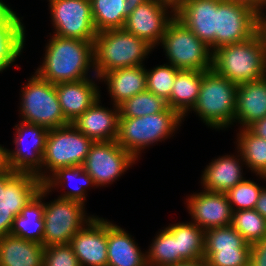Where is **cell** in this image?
I'll list each match as a JSON object with an SVG mask.
<instances>
[{
	"mask_svg": "<svg viewBox=\"0 0 266 266\" xmlns=\"http://www.w3.org/2000/svg\"><path fill=\"white\" fill-rule=\"evenodd\" d=\"M73 181L76 182L74 186L71 184ZM64 184H71L72 186L68 191H63L64 193L60 194L59 197L78 201L84 205L87 201V189L90 187L97 188L91 176L84 170L83 165L59 168L43 182V186L50 192L59 186L61 188Z\"/></svg>",
	"mask_w": 266,
	"mask_h": 266,
	"instance_id": "obj_28",
	"label": "cell"
},
{
	"mask_svg": "<svg viewBox=\"0 0 266 266\" xmlns=\"http://www.w3.org/2000/svg\"><path fill=\"white\" fill-rule=\"evenodd\" d=\"M6 147L0 145V174L9 173L12 171L9 164V155Z\"/></svg>",
	"mask_w": 266,
	"mask_h": 266,
	"instance_id": "obj_45",
	"label": "cell"
},
{
	"mask_svg": "<svg viewBox=\"0 0 266 266\" xmlns=\"http://www.w3.org/2000/svg\"><path fill=\"white\" fill-rule=\"evenodd\" d=\"M249 266H266V237L251 244Z\"/></svg>",
	"mask_w": 266,
	"mask_h": 266,
	"instance_id": "obj_41",
	"label": "cell"
},
{
	"mask_svg": "<svg viewBox=\"0 0 266 266\" xmlns=\"http://www.w3.org/2000/svg\"><path fill=\"white\" fill-rule=\"evenodd\" d=\"M250 248L251 244L231 225L205 231L204 251H236Z\"/></svg>",
	"mask_w": 266,
	"mask_h": 266,
	"instance_id": "obj_35",
	"label": "cell"
},
{
	"mask_svg": "<svg viewBox=\"0 0 266 266\" xmlns=\"http://www.w3.org/2000/svg\"><path fill=\"white\" fill-rule=\"evenodd\" d=\"M98 80V77H92L55 84L62 113L69 123L77 119L101 97L99 86L96 83Z\"/></svg>",
	"mask_w": 266,
	"mask_h": 266,
	"instance_id": "obj_20",
	"label": "cell"
},
{
	"mask_svg": "<svg viewBox=\"0 0 266 266\" xmlns=\"http://www.w3.org/2000/svg\"><path fill=\"white\" fill-rule=\"evenodd\" d=\"M179 69L166 63L146 69L147 91L163 98L167 101L170 98L174 80Z\"/></svg>",
	"mask_w": 266,
	"mask_h": 266,
	"instance_id": "obj_37",
	"label": "cell"
},
{
	"mask_svg": "<svg viewBox=\"0 0 266 266\" xmlns=\"http://www.w3.org/2000/svg\"><path fill=\"white\" fill-rule=\"evenodd\" d=\"M248 129L257 137L266 140V116L260 120L255 121Z\"/></svg>",
	"mask_w": 266,
	"mask_h": 266,
	"instance_id": "obj_43",
	"label": "cell"
},
{
	"mask_svg": "<svg viewBox=\"0 0 266 266\" xmlns=\"http://www.w3.org/2000/svg\"><path fill=\"white\" fill-rule=\"evenodd\" d=\"M145 252L147 266H171L184 262L179 257L177 239L164 227Z\"/></svg>",
	"mask_w": 266,
	"mask_h": 266,
	"instance_id": "obj_33",
	"label": "cell"
},
{
	"mask_svg": "<svg viewBox=\"0 0 266 266\" xmlns=\"http://www.w3.org/2000/svg\"><path fill=\"white\" fill-rule=\"evenodd\" d=\"M250 249L204 251L208 266H249Z\"/></svg>",
	"mask_w": 266,
	"mask_h": 266,
	"instance_id": "obj_39",
	"label": "cell"
},
{
	"mask_svg": "<svg viewBox=\"0 0 266 266\" xmlns=\"http://www.w3.org/2000/svg\"><path fill=\"white\" fill-rule=\"evenodd\" d=\"M126 0H90L97 32L123 28L128 16Z\"/></svg>",
	"mask_w": 266,
	"mask_h": 266,
	"instance_id": "obj_32",
	"label": "cell"
},
{
	"mask_svg": "<svg viewBox=\"0 0 266 266\" xmlns=\"http://www.w3.org/2000/svg\"><path fill=\"white\" fill-rule=\"evenodd\" d=\"M26 31L22 19L0 0V73L11 67L22 54Z\"/></svg>",
	"mask_w": 266,
	"mask_h": 266,
	"instance_id": "obj_21",
	"label": "cell"
},
{
	"mask_svg": "<svg viewBox=\"0 0 266 266\" xmlns=\"http://www.w3.org/2000/svg\"><path fill=\"white\" fill-rule=\"evenodd\" d=\"M118 107L120 118H134L162 112L168 105L163 98L146 90L126 99Z\"/></svg>",
	"mask_w": 266,
	"mask_h": 266,
	"instance_id": "obj_34",
	"label": "cell"
},
{
	"mask_svg": "<svg viewBox=\"0 0 266 266\" xmlns=\"http://www.w3.org/2000/svg\"><path fill=\"white\" fill-rule=\"evenodd\" d=\"M51 36L45 45L44 60L35 70L41 79L57 84L90 78L91 74L97 77L93 41Z\"/></svg>",
	"mask_w": 266,
	"mask_h": 266,
	"instance_id": "obj_1",
	"label": "cell"
},
{
	"mask_svg": "<svg viewBox=\"0 0 266 266\" xmlns=\"http://www.w3.org/2000/svg\"><path fill=\"white\" fill-rule=\"evenodd\" d=\"M174 17L173 4L164 0H149L128 13L123 28L155 49L160 45L166 28Z\"/></svg>",
	"mask_w": 266,
	"mask_h": 266,
	"instance_id": "obj_13",
	"label": "cell"
},
{
	"mask_svg": "<svg viewBox=\"0 0 266 266\" xmlns=\"http://www.w3.org/2000/svg\"><path fill=\"white\" fill-rule=\"evenodd\" d=\"M43 266H80L70 244L51 245L44 249Z\"/></svg>",
	"mask_w": 266,
	"mask_h": 266,
	"instance_id": "obj_40",
	"label": "cell"
},
{
	"mask_svg": "<svg viewBox=\"0 0 266 266\" xmlns=\"http://www.w3.org/2000/svg\"><path fill=\"white\" fill-rule=\"evenodd\" d=\"M15 216H6L0 213V237L9 235Z\"/></svg>",
	"mask_w": 266,
	"mask_h": 266,
	"instance_id": "obj_46",
	"label": "cell"
},
{
	"mask_svg": "<svg viewBox=\"0 0 266 266\" xmlns=\"http://www.w3.org/2000/svg\"><path fill=\"white\" fill-rule=\"evenodd\" d=\"M238 85L213 69L202 71L201 88L190 110L200 117L206 126L224 130L234 124Z\"/></svg>",
	"mask_w": 266,
	"mask_h": 266,
	"instance_id": "obj_5",
	"label": "cell"
},
{
	"mask_svg": "<svg viewBox=\"0 0 266 266\" xmlns=\"http://www.w3.org/2000/svg\"><path fill=\"white\" fill-rule=\"evenodd\" d=\"M266 116V76L238 85L234 123L248 128Z\"/></svg>",
	"mask_w": 266,
	"mask_h": 266,
	"instance_id": "obj_24",
	"label": "cell"
},
{
	"mask_svg": "<svg viewBox=\"0 0 266 266\" xmlns=\"http://www.w3.org/2000/svg\"><path fill=\"white\" fill-rule=\"evenodd\" d=\"M182 122L184 118L170 107L142 117L119 118L116 142L138 160L142 150L173 136Z\"/></svg>",
	"mask_w": 266,
	"mask_h": 266,
	"instance_id": "obj_4",
	"label": "cell"
},
{
	"mask_svg": "<svg viewBox=\"0 0 266 266\" xmlns=\"http://www.w3.org/2000/svg\"><path fill=\"white\" fill-rule=\"evenodd\" d=\"M236 148L251 173L266 181V140L257 137L248 128L239 129Z\"/></svg>",
	"mask_w": 266,
	"mask_h": 266,
	"instance_id": "obj_31",
	"label": "cell"
},
{
	"mask_svg": "<svg viewBox=\"0 0 266 266\" xmlns=\"http://www.w3.org/2000/svg\"><path fill=\"white\" fill-rule=\"evenodd\" d=\"M237 153L238 155L219 156L205 167L201 175V186L204 190L226 193L246 179L243 176L244 160L239 150Z\"/></svg>",
	"mask_w": 266,
	"mask_h": 266,
	"instance_id": "obj_22",
	"label": "cell"
},
{
	"mask_svg": "<svg viewBox=\"0 0 266 266\" xmlns=\"http://www.w3.org/2000/svg\"><path fill=\"white\" fill-rule=\"evenodd\" d=\"M80 266H107V219L95 216L69 243Z\"/></svg>",
	"mask_w": 266,
	"mask_h": 266,
	"instance_id": "obj_16",
	"label": "cell"
},
{
	"mask_svg": "<svg viewBox=\"0 0 266 266\" xmlns=\"http://www.w3.org/2000/svg\"><path fill=\"white\" fill-rule=\"evenodd\" d=\"M93 143L71 123L49 129L42 158V182L59 168L83 165Z\"/></svg>",
	"mask_w": 266,
	"mask_h": 266,
	"instance_id": "obj_8",
	"label": "cell"
},
{
	"mask_svg": "<svg viewBox=\"0 0 266 266\" xmlns=\"http://www.w3.org/2000/svg\"><path fill=\"white\" fill-rule=\"evenodd\" d=\"M49 194L50 191L44 186L40 188L39 193L14 218L10 235L43 244L45 210L43 199Z\"/></svg>",
	"mask_w": 266,
	"mask_h": 266,
	"instance_id": "obj_26",
	"label": "cell"
},
{
	"mask_svg": "<svg viewBox=\"0 0 266 266\" xmlns=\"http://www.w3.org/2000/svg\"><path fill=\"white\" fill-rule=\"evenodd\" d=\"M14 150H8L9 164L16 173H31L42 181V158L49 129L19 122L14 127Z\"/></svg>",
	"mask_w": 266,
	"mask_h": 266,
	"instance_id": "obj_11",
	"label": "cell"
},
{
	"mask_svg": "<svg viewBox=\"0 0 266 266\" xmlns=\"http://www.w3.org/2000/svg\"><path fill=\"white\" fill-rule=\"evenodd\" d=\"M202 80V71L179 70L176 74L168 107L177 111L183 118L188 116L197 101ZM189 111V112H188Z\"/></svg>",
	"mask_w": 266,
	"mask_h": 266,
	"instance_id": "obj_29",
	"label": "cell"
},
{
	"mask_svg": "<svg viewBox=\"0 0 266 266\" xmlns=\"http://www.w3.org/2000/svg\"><path fill=\"white\" fill-rule=\"evenodd\" d=\"M43 246L69 244L72 237L95 215H86L81 202L58 197L44 202Z\"/></svg>",
	"mask_w": 266,
	"mask_h": 266,
	"instance_id": "obj_9",
	"label": "cell"
},
{
	"mask_svg": "<svg viewBox=\"0 0 266 266\" xmlns=\"http://www.w3.org/2000/svg\"><path fill=\"white\" fill-rule=\"evenodd\" d=\"M263 186L256 184L254 180L245 179L225 194L231 205L232 211L254 209Z\"/></svg>",
	"mask_w": 266,
	"mask_h": 266,
	"instance_id": "obj_38",
	"label": "cell"
},
{
	"mask_svg": "<svg viewBox=\"0 0 266 266\" xmlns=\"http://www.w3.org/2000/svg\"><path fill=\"white\" fill-rule=\"evenodd\" d=\"M176 239L183 261L204 259L205 231L195 223L179 222L165 227Z\"/></svg>",
	"mask_w": 266,
	"mask_h": 266,
	"instance_id": "obj_30",
	"label": "cell"
},
{
	"mask_svg": "<svg viewBox=\"0 0 266 266\" xmlns=\"http://www.w3.org/2000/svg\"><path fill=\"white\" fill-rule=\"evenodd\" d=\"M43 244L12 235L0 237V266H43Z\"/></svg>",
	"mask_w": 266,
	"mask_h": 266,
	"instance_id": "obj_27",
	"label": "cell"
},
{
	"mask_svg": "<svg viewBox=\"0 0 266 266\" xmlns=\"http://www.w3.org/2000/svg\"><path fill=\"white\" fill-rule=\"evenodd\" d=\"M154 48L124 28L98 32L93 41L94 70L99 78L106 72L144 65Z\"/></svg>",
	"mask_w": 266,
	"mask_h": 266,
	"instance_id": "obj_2",
	"label": "cell"
},
{
	"mask_svg": "<svg viewBox=\"0 0 266 266\" xmlns=\"http://www.w3.org/2000/svg\"><path fill=\"white\" fill-rule=\"evenodd\" d=\"M262 217L266 219V187L264 186L254 208Z\"/></svg>",
	"mask_w": 266,
	"mask_h": 266,
	"instance_id": "obj_47",
	"label": "cell"
},
{
	"mask_svg": "<svg viewBox=\"0 0 266 266\" xmlns=\"http://www.w3.org/2000/svg\"><path fill=\"white\" fill-rule=\"evenodd\" d=\"M212 69L237 85L264 78L266 53L259 34L246 41L215 49Z\"/></svg>",
	"mask_w": 266,
	"mask_h": 266,
	"instance_id": "obj_3",
	"label": "cell"
},
{
	"mask_svg": "<svg viewBox=\"0 0 266 266\" xmlns=\"http://www.w3.org/2000/svg\"><path fill=\"white\" fill-rule=\"evenodd\" d=\"M27 80L20 91L21 121L47 129L70 124L62 113L55 84L41 79L36 73Z\"/></svg>",
	"mask_w": 266,
	"mask_h": 266,
	"instance_id": "obj_7",
	"label": "cell"
},
{
	"mask_svg": "<svg viewBox=\"0 0 266 266\" xmlns=\"http://www.w3.org/2000/svg\"><path fill=\"white\" fill-rule=\"evenodd\" d=\"M149 0H126L128 12H132L138 5L143 4Z\"/></svg>",
	"mask_w": 266,
	"mask_h": 266,
	"instance_id": "obj_49",
	"label": "cell"
},
{
	"mask_svg": "<svg viewBox=\"0 0 266 266\" xmlns=\"http://www.w3.org/2000/svg\"><path fill=\"white\" fill-rule=\"evenodd\" d=\"M160 44L168 64L179 70L212 69L213 51L176 16L168 24Z\"/></svg>",
	"mask_w": 266,
	"mask_h": 266,
	"instance_id": "obj_6",
	"label": "cell"
},
{
	"mask_svg": "<svg viewBox=\"0 0 266 266\" xmlns=\"http://www.w3.org/2000/svg\"><path fill=\"white\" fill-rule=\"evenodd\" d=\"M237 4L249 7L255 13L259 14L266 9V0H229Z\"/></svg>",
	"mask_w": 266,
	"mask_h": 266,
	"instance_id": "obj_42",
	"label": "cell"
},
{
	"mask_svg": "<svg viewBox=\"0 0 266 266\" xmlns=\"http://www.w3.org/2000/svg\"><path fill=\"white\" fill-rule=\"evenodd\" d=\"M164 1L169 2L173 4L174 6H176L179 3V0H164Z\"/></svg>",
	"mask_w": 266,
	"mask_h": 266,
	"instance_id": "obj_50",
	"label": "cell"
},
{
	"mask_svg": "<svg viewBox=\"0 0 266 266\" xmlns=\"http://www.w3.org/2000/svg\"><path fill=\"white\" fill-rule=\"evenodd\" d=\"M127 232L107 220V266H147L146 252Z\"/></svg>",
	"mask_w": 266,
	"mask_h": 266,
	"instance_id": "obj_25",
	"label": "cell"
},
{
	"mask_svg": "<svg viewBox=\"0 0 266 266\" xmlns=\"http://www.w3.org/2000/svg\"><path fill=\"white\" fill-rule=\"evenodd\" d=\"M185 204L191 222L204 231L231 225L233 211L225 193L202 190L187 196Z\"/></svg>",
	"mask_w": 266,
	"mask_h": 266,
	"instance_id": "obj_15",
	"label": "cell"
},
{
	"mask_svg": "<svg viewBox=\"0 0 266 266\" xmlns=\"http://www.w3.org/2000/svg\"><path fill=\"white\" fill-rule=\"evenodd\" d=\"M137 160L116 141L94 142L83 164L97 187L111 185Z\"/></svg>",
	"mask_w": 266,
	"mask_h": 266,
	"instance_id": "obj_12",
	"label": "cell"
},
{
	"mask_svg": "<svg viewBox=\"0 0 266 266\" xmlns=\"http://www.w3.org/2000/svg\"><path fill=\"white\" fill-rule=\"evenodd\" d=\"M171 266H208V264L205 259H199V260H193V261H184V262L174 264Z\"/></svg>",
	"mask_w": 266,
	"mask_h": 266,
	"instance_id": "obj_48",
	"label": "cell"
},
{
	"mask_svg": "<svg viewBox=\"0 0 266 266\" xmlns=\"http://www.w3.org/2000/svg\"><path fill=\"white\" fill-rule=\"evenodd\" d=\"M43 182L31 173L0 174V213L17 216L21 209L39 193Z\"/></svg>",
	"mask_w": 266,
	"mask_h": 266,
	"instance_id": "obj_18",
	"label": "cell"
},
{
	"mask_svg": "<svg viewBox=\"0 0 266 266\" xmlns=\"http://www.w3.org/2000/svg\"><path fill=\"white\" fill-rule=\"evenodd\" d=\"M231 226L253 244L266 237V219L255 209L233 211Z\"/></svg>",
	"mask_w": 266,
	"mask_h": 266,
	"instance_id": "obj_36",
	"label": "cell"
},
{
	"mask_svg": "<svg viewBox=\"0 0 266 266\" xmlns=\"http://www.w3.org/2000/svg\"><path fill=\"white\" fill-rule=\"evenodd\" d=\"M107 85L112 105L147 90V76L144 65L115 69L99 77V82Z\"/></svg>",
	"mask_w": 266,
	"mask_h": 266,
	"instance_id": "obj_23",
	"label": "cell"
},
{
	"mask_svg": "<svg viewBox=\"0 0 266 266\" xmlns=\"http://www.w3.org/2000/svg\"><path fill=\"white\" fill-rule=\"evenodd\" d=\"M222 0H182L175 6V16L212 51L215 50L217 7Z\"/></svg>",
	"mask_w": 266,
	"mask_h": 266,
	"instance_id": "obj_17",
	"label": "cell"
},
{
	"mask_svg": "<svg viewBox=\"0 0 266 266\" xmlns=\"http://www.w3.org/2000/svg\"><path fill=\"white\" fill-rule=\"evenodd\" d=\"M99 97L71 124L94 142L116 141L119 125V107L106 108Z\"/></svg>",
	"mask_w": 266,
	"mask_h": 266,
	"instance_id": "obj_19",
	"label": "cell"
},
{
	"mask_svg": "<svg viewBox=\"0 0 266 266\" xmlns=\"http://www.w3.org/2000/svg\"><path fill=\"white\" fill-rule=\"evenodd\" d=\"M257 33V13L233 1L222 0L217 7L215 49L240 43Z\"/></svg>",
	"mask_w": 266,
	"mask_h": 266,
	"instance_id": "obj_14",
	"label": "cell"
},
{
	"mask_svg": "<svg viewBox=\"0 0 266 266\" xmlns=\"http://www.w3.org/2000/svg\"><path fill=\"white\" fill-rule=\"evenodd\" d=\"M266 13L262 11L257 14V33L259 34L266 53Z\"/></svg>",
	"mask_w": 266,
	"mask_h": 266,
	"instance_id": "obj_44",
	"label": "cell"
},
{
	"mask_svg": "<svg viewBox=\"0 0 266 266\" xmlns=\"http://www.w3.org/2000/svg\"><path fill=\"white\" fill-rule=\"evenodd\" d=\"M54 35L94 41V26L90 0H49Z\"/></svg>",
	"mask_w": 266,
	"mask_h": 266,
	"instance_id": "obj_10",
	"label": "cell"
}]
</instances>
